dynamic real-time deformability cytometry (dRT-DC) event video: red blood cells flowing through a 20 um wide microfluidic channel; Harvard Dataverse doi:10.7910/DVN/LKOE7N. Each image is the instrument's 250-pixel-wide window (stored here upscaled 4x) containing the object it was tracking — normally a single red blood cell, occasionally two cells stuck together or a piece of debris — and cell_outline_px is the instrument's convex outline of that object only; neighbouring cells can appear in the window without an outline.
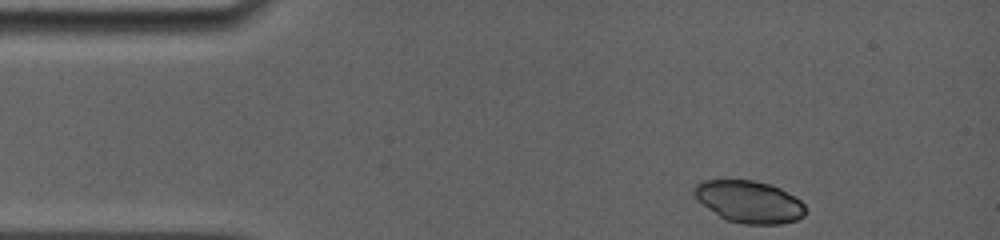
{"species": "common noctule bat (a hibernating species)", "species_latin": "Nyctalus noctula", "temperature_condition": "room temperature", "stored_images_in_passage": 10, "camera_frame_rate_fps": 5000, "um_per_image_px": 0.085, "animal": {"sex": "female", "body_mass_g": 19.0, "forearm_length_mm": 56.7}, "frame": {"image": 1, "passage_image": 1, "time_ms": 0.0, "image_size_px": [1000, 240], "cell_outline_px": [[808, 212], [804, 216], [796, 220], [780, 224], [744, 224], [728, 220], [720, 216], [696, 200], [692, 192], [692, 188], [700, 180], [752, 180], [772, 184], [796, 196], [804, 204]], "centroid_in_image_um": [63.69, 17.13], "position_along_channel_um": 21.3, "area_um2": 27.63}}
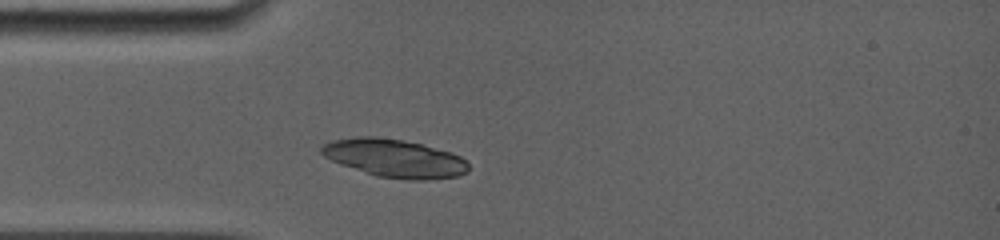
{"frame": {"image": 2, "passage_image": 9, "time_ms": 2.4, "image_size_px": [1000, 240], "cell_outline_px": [[468, 172], [456, 176], [424, 180], [408, 180], [376, 176], [340, 164], [324, 156], [320, 152], [320, 148], [324, 144], [332, 140], [360, 136], [376, 136], [424, 144], [452, 152], [460, 156], [468, 164]], "centroid_in_image_um": [33.54, 13.45], "position_along_channel_um": 51.5, "area_um2": 32.66}}